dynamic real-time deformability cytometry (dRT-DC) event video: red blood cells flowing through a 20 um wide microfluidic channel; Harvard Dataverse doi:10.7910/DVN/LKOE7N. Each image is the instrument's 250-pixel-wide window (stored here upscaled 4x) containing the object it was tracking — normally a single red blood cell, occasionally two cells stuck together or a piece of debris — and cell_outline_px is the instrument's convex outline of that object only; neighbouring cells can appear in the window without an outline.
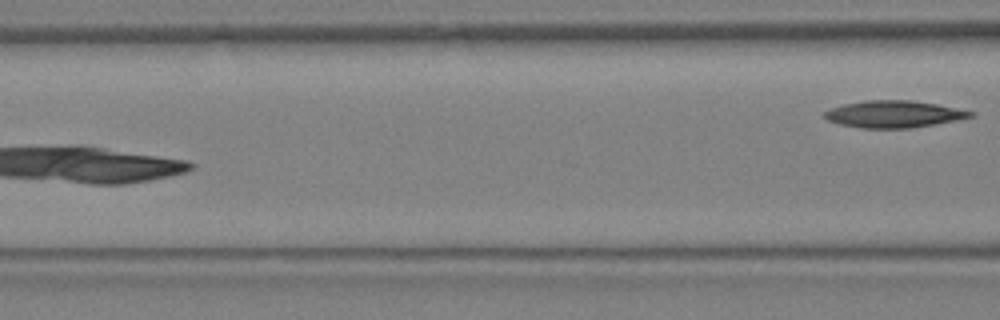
{"species": "Egyptian fruit bat (a non-hibernating species)", "species_latin": "Rousettus aegyptiacus", "temperature_condition": "warm", "stored_images_in_passage": 12, "camera_frame_rate_fps": 3000, "um_per_image_px": 0.085, "animal": {"sex": "female"}, "frame": {"image": 1, "passage_image": 12, "time_ms": 3.667, "image_size_px": [1000, 320], "cell_outline_px": [[976, 112], [972, 116], [956, 120], [912, 128], [860, 128], [840, 124], [828, 120], [824, 116], [824, 112], [828, 108], [844, 104], [864, 100], [912, 100], [936, 104]], "centroid_in_image_um": [75.94, 9.69], "position_along_channel_um": 90.7, "area_um2": 22.89}}